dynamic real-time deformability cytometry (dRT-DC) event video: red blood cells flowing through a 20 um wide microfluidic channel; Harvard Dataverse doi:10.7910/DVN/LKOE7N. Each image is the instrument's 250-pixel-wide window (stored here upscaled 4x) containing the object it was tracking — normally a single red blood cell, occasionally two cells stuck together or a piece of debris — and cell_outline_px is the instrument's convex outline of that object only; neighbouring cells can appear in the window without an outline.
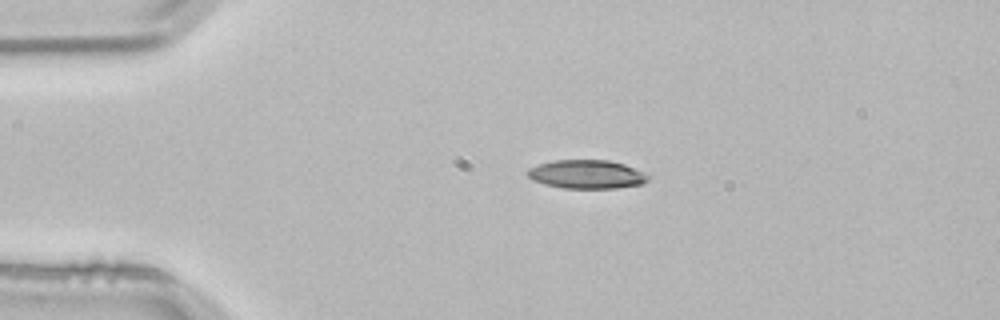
{"species": "common noctule bat (a hibernating species)", "species_latin": "Nyctalus noctula", "temperature_condition": "room temperature", "stored_images_in_passage": 3, "camera_frame_rate_fps": 3000, "um_per_image_px": 0.085, "animal": {"sex": "male", "body_mass_g": 21.5, "forearm_length_mm": 52.0}, "frame": {"image": 1, "passage_image": 3, "time_ms": 0.667, "image_size_px": [1000, 320], "cell_outline_px": [[648, 180], [640, 184], [616, 188], [564, 188], [544, 184], [532, 180], [528, 176], [528, 168], [540, 164], [556, 160], [608, 160], [624, 164], [644, 172], [648, 176]], "centroid_in_image_um": [49.86, 14.81], "position_along_channel_um": 35.1, "area_um2": 19.94}}